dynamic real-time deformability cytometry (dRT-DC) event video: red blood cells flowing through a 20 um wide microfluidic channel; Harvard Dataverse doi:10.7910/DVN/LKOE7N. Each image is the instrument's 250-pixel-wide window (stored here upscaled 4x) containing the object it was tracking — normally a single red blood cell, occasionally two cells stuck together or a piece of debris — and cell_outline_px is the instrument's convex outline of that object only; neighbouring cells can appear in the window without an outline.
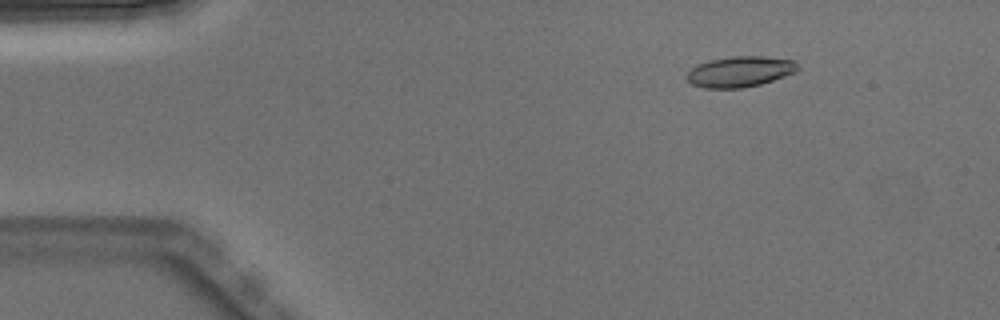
{"species": "Egyptian fruit bat (a non-hibernating species)", "species_latin": "Rousettus aegyptiacus", "temperature_condition": "warm", "stored_images_in_passage": 3, "camera_frame_rate_fps": 3000, "um_per_image_px": 0.085, "animal": {"sex": "male"}, "frame": {"image": 1, "passage_image": 2, "time_ms": 0.333, "image_size_px": [1000, 320], "cell_outline_px": [[800, 68], [796, 72], [760, 84], [744, 88], [704, 88], [692, 84], [688, 80], [688, 72], [692, 68], [708, 60], [732, 56], [760, 56], [792, 60]], "centroid_in_image_um": [62.9, 6.09], "position_along_channel_um": 22.1, "area_um2": 19.59}}